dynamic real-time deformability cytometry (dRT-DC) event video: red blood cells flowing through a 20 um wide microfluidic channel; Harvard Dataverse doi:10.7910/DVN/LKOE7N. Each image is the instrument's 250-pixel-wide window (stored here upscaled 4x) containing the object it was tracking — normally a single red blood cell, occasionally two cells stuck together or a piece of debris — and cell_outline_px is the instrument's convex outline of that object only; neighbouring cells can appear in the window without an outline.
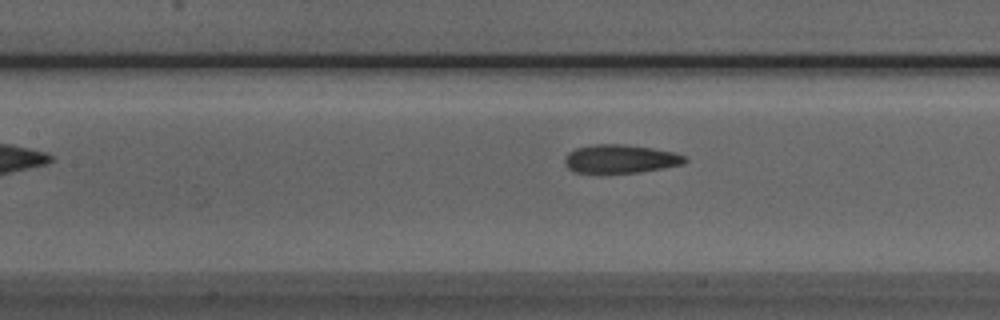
{"species": "Egyptian fruit bat (a non-hibernating species)", "species_latin": "Rousettus aegyptiacus", "temperature_condition": "room temperature", "stored_images_in_passage": 8, "segment_of_instrument_passage": [2, 2], "camera_frame_rate_fps": 3000, "um_per_image_px": 0.085, "animal": {"sex": "male"}, "frame": {"image": 1, "passage_image": 8, "time_ms": 9.667, "image_size_px": [1000, 320], "cell_outline_px": [[688, 160], [684, 164], [640, 172], [576, 172], [568, 168], [564, 164], [564, 160], [568, 152], [576, 148], [592, 144], [624, 144], [652, 148], [672, 152], [684, 156]], "centroid_in_image_um": [52.72, 13.49], "position_along_channel_um": 154.7, "area_um2": 19.77}}